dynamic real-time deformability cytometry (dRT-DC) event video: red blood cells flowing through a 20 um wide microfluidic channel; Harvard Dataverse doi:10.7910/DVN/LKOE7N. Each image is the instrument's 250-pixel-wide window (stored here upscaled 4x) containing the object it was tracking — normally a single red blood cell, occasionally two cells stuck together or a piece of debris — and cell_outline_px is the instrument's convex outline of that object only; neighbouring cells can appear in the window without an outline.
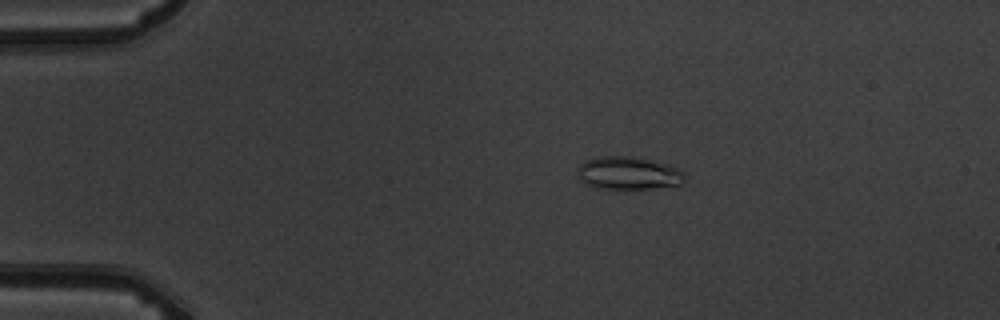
{"species": "common noctule bat (a hibernating species)", "species_latin": "Nyctalus noctula", "temperature_condition": "warm", "stored_images_in_passage": 2, "camera_frame_rate_fps": 3000, "um_per_image_px": 0.085, "animal": {"sex": "male", "body_mass_g": 19.5, "forearm_length_mm": 54.6}, "frame": {"image": 1, "passage_image": 1, "time_ms": 0.0, "image_size_px": [1000, 320], "cell_outline_px": [[684, 180], [680, 184], [652, 188], [596, 188], [584, 184], [576, 176], [580, 164], [588, 160], [600, 156], [632, 156], [668, 164], [684, 172]], "centroid_in_image_um": [53.37, 14.71], "position_along_channel_um": 31.6, "area_um2": 20.4}}